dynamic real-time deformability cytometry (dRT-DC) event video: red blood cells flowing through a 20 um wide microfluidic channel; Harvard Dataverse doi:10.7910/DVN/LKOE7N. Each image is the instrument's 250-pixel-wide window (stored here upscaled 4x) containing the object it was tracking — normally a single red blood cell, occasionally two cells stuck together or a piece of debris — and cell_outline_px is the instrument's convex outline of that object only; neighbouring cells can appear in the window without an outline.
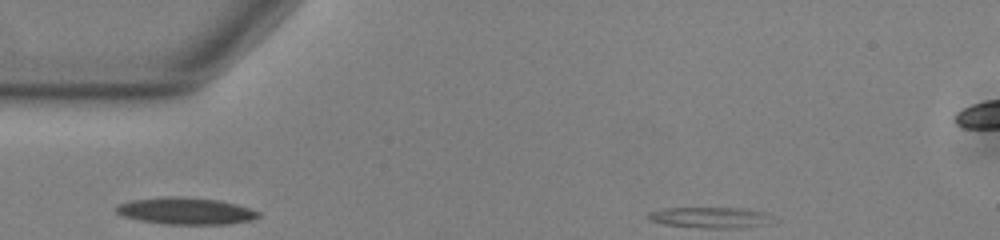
{"species": "common noctule bat (a hibernating species)", "species_latin": "Nyctalus noctula", "temperature_condition": "warm", "stored_images_in_passage": 1, "camera_frame_rate_fps": 3000, "um_per_image_px": 0.085, "animal": {"sex": "male", "body_mass_g": 13.0, "forearm_length_mm": 53.1}, "frame": {"image": 1, "passage_image": 1, "time_ms": 0.0, "image_size_px": [1000, 240], "cell_outline_px": [[260, 216], [252, 220], [224, 224], [164, 224], [140, 220], [124, 216], [116, 212], [112, 208], [116, 204], [132, 200], [164, 196], [180, 196], [220, 200], [236, 204], [260, 212]], "centroid_in_image_um": [15.74, 17.92], "position_along_channel_um": 69.3, "area_um2": 22.37}}